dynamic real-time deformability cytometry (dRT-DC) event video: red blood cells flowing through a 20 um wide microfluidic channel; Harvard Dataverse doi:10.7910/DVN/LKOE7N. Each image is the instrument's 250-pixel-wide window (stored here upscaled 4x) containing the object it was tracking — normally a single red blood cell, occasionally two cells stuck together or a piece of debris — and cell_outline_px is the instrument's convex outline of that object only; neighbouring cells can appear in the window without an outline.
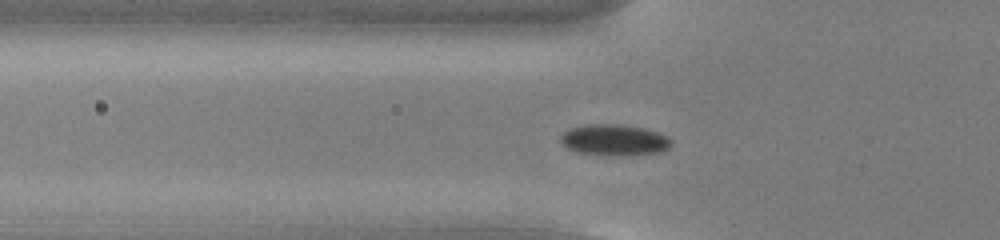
{"species": "common noctule bat (a hibernating species)", "species_latin": "Nyctalus noctula", "temperature_condition": "cold", "stored_images_in_passage": 52, "camera_frame_rate_fps": 3000, "um_per_image_px": 0.085, "animal": {"sex": "male", "body_mass_g": 13.0, "forearm_length_mm": 53.1}, "frame": {"image": 1, "passage_image": 16, "time_ms": 5.0, "image_size_px": [1000, 240], "cell_outline_px": [[672, 144], [668, 148], [656, 152], [628, 156], [604, 156], [576, 152], [568, 148], [560, 140], [560, 136], [564, 132], [572, 128], [588, 124], [620, 124], [644, 128], [660, 132], [668, 136], [672, 140]], "centroid_in_image_um": [52.24, 11.91], "position_along_channel_um": 73.6, "area_um2": 20.35}}
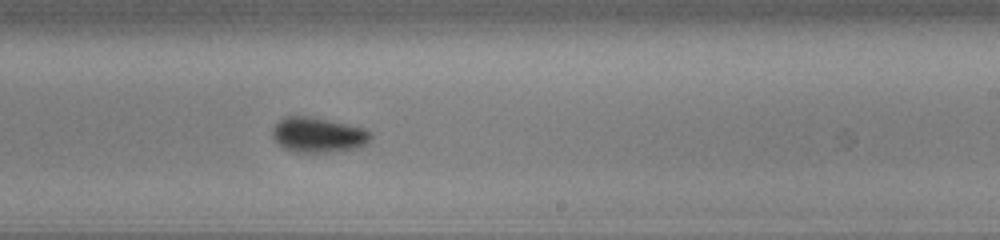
{"frame": {"image": 2, "passage_image": 31, "time_ms": 10.0, "image_size_px": [1000, 240], "cell_outline_px": [[372, 136], [360, 148], [332, 152], [292, 152], [284, 148], [272, 136], [272, 128], [284, 116], [308, 116], [328, 120], [364, 128]], "centroid_in_image_um": [27.02, 11.47], "position_along_channel_um": 262.0, "area_um2": 19.94}}
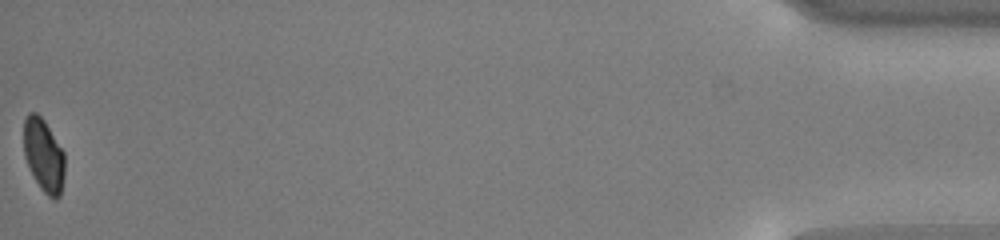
{"frame": {"image": 3, "passage_image": 52, "time_ms": 17.0, "image_size_px": [1000, 240], "cell_outline_px": [[64, 176], [60, 196], [56, 200], [52, 200], [40, 188], [24, 156], [24, 120], [28, 112], [36, 112], [44, 120], [64, 152]], "centroid_in_image_um": [3.72, 13.21], "position_along_channel_um": 431.5, "area_um2": 17.4}, "authors_computed_cell_mechanics": {"area_um2": 19.1029, "velocity_mm_per_s": 3.779, "shape_relaxation_time_tau1_ms": 2.5813, "shape_relaxation_time_tau2_ms": null, "deformation_change_tau1": 0.0688, "deformation_change_tau2": null}}